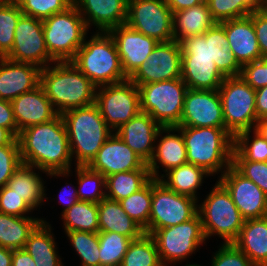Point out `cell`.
Returning <instances> with one entry per match:
<instances>
[{
    "instance_id": "cell-1",
    "label": "cell",
    "mask_w": 267,
    "mask_h": 266,
    "mask_svg": "<svg viewBox=\"0 0 267 266\" xmlns=\"http://www.w3.org/2000/svg\"><path fill=\"white\" fill-rule=\"evenodd\" d=\"M17 139L22 164L48 173L68 172L74 166L62 115L47 123L25 128Z\"/></svg>"
},
{
    "instance_id": "cell-2",
    "label": "cell",
    "mask_w": 267,
    "mask_h": 266,
    "mask_svg": "<svg viewBox=\"0 0 267 266\" xmlns=\"http://www.w3.org/2000/svg\"><path fill=\"white\" fill-rule=\"evenodd\" d=\"M40 86L59 115L95 103L97 87L72 61L54 62L41 69Z\"/></svg>"
},
{
    "instance_id": "cell-3",
    "label": "cell",
    "mask_w": 267,
    "mask_h": 266,
    "mask_svg": "<svg viewBox=\"0 0 267 266\" xmlns=\"http://www.w3.org/2000/svg\"><path fill=\"white\" fill-rule=\"evenodd\" d=\"M177 128L181 131L184 139L187 163L201 167L211 176L217 175L218 178L232 165L234 136L227 129L216 127Z\"/></svg>"
},
{
    "instance_id": "cell-4",
    "label": "cell",
    "mask_w": 267,
    "mask_h": 266,
    "mask_svg": "<svg viewBox=\"0 0 267 266\" xmlns=\"http://www.w3.org/2000/svg\"><path fill=\"white\" fill-rule=\"evenodd\" d=\"M68 133L74 166H88L113 134L96 103L62 114Z\"/></svg>"
},
{
    "instance_id": "cell-5",
    "label": "cell",
    "mask_w": 267,
    "mask_h": 266,
    "mask_svg": "<svg viewBox=\"0 0 267 266\" xmlns=\"http://www.w3.org/2000/svg\"><path fill=\"white\" fill-rule=\"evenodd\" d=\"M87 35L78 49L74 65L96 86L127 80L116 43L109 32L95 31Z\"/></svg>"
},
{
    "instance_id": "cell-6",
    "label": "cell",
    "mask_w": 267,
    "mask_h": 266,
    "mask_svg": "<svg viewBox=\"0 0 267 266\" xmlns=\"http://www.w3.org/2000/svg\"><path fill=\"white\" fill-rule=\"evenodd\" d=\"M212 186L201 203L198 202V214L206 240L217 236L223 240V244L233 243L238 238L245 219L234 204L230 193L217 179Z\"/></svg>"
},
{
    "instance_id": "cell-7",
    "label": "cell",
    "mask_w": 267,
    "mask_h": 266,
    "mask_svg": "<svg viewBox=\"0 0 267 266\" xmlns=\"http://www.w3.org/2000/svg\"><path fill=\"white\" fill-rule=\"evenodd\" d=\"M88 33L89 29L74 4L43 20L45 44L55 62L72 61Z\"/></svg>"
},
{
    "instance_id": "cell-8",
    "label": "cell",
    "mask_w": 267,
    "mask_h": 266,
    "mask_svg": "<svg viewBox=\"0 0 267 266\" xmlns=\"http://www.w3.org/2000/svg\"><path fill=\"white\" fill-rule=\"evenodd\" d=\"M137 87L141 112L148 113L161 127L179 126L188 90L181 78Z\"/></svg>"
},
{
    "instance_id": "cell-9",
    "label": "cell",
    "mask_w": 267,
    "mask_h": 266,
    "mask_svg": "<svg viewBox=\"0 0 267 266\" xmlns=\"http://www.w3.org/2000/svg\"><path fill=\"white\" fill-rule=\"evenodd\" d=\"M153 237L164 266L182 264L207 244L200 215L181 224L155 230ZM197 251V252H196ZM191 256V257H190ZM181 262V263H180Z\"/></svg>"
},
{
    "instance_id": "cell-10",
    "label": "cell",
    "mask_w": 267,
    "mask_h": 266,
    "mask_svg": "<svg viewBox=\"0 0 267 266\" xmlns=\"http://www.w3.org/2000/svg\"><path fill=\"white\" fill-rule=\"evenodd\" d=\"M225 128L235 136L256 128V92L241 77H225L218 88Z\"/></svg>"
},
{
    "instance_id": "cell-11",
    "label": "cell",
    "mask_w": 267,
    "mask_h": 266,
    "mask_svg": "<svg viewBox=\"0 0 267 266\" xmlns=\"http://www.w3.org/2000/svg\"><path fill=\"white\" fill-rule=\"evenodd\" d=\"M182 59H212L224 77L241 75L242 66L231 51L224 27L216 23L203 35L187 37L180 42Z\"/></svg>"
},
{
    "instance_id": "cell-12",
    "label": "cell",
    "mask_w": 267,
    "mask_h": 266,
    "mask_svg": "<svg viewBox=\"0 0 267 266\" xmlns=\"http://www.w3.org/2000/svg\"><path fill=\"white\" fill-rule=\"evenodd\" d=\"M95 103L113 132L141 112L138 87L129 79L97 87Z\"/></svg>"
},
{
    "instance_id": "cell-13",
    "label": "cell",
    "mask_w": 267,
    "mask_h": 266,
    "mask_svg": "<svg viewBox=\"0 0 267 266\" xmlns=\"http://www.w3.org/2000/svg\"><path fill=\"white\" fill-rule=\"evenodd\" d=\"M198 200L168 189L161 181L152 178V202L149 217V234L155 230L181 224L198 213Z\"/></svg>"
},
{
    "instance_id": "cell-14",
    "label": "cell",
    "mask_w": 267,
    "mask_h": 266,
    "mask_svg": "<svg viewBox=\"0 0 267 266\" xmlns=\"http://www.w3.org/2000/svg\"><path fill=\"white\" fill-rule=\"evenodd\" d=\"M125 24L158 42L174 40L173 12L165 0H128Z\"/></svg>"
},
{
    "instance_id": "cell-15",
    "label": "cell",
    "mask_w": 267,
    "mask_h": 266,
    "mask_svg": "<svg viewBox=\"0 0 267 266\" xmlns=\"http://www.w3.org/2000/svg\"><path fill=\"white\" fill-rule=\"evenodd\" d=\"M43 69L55 61L50 57L43 34V21L22 14L17 22L12 50L5 56Z\"/></svg>"
},
{
    "instance_id": "cell-16",
    "label": "cell",
    "mask_w": 267,
    "mask_h": 266,
    "mask_svg": "<svg viewBox=\"0 0 267 266\" xmlns=\"http://www.w3.org/2000/svg\"><path fill=\"white\" fill-rule=\"evenodd\" d=\"M182 48L176 40L159 42L128 78L136 86L181 78Z\"/></svg>"
},
{
    "instance_id": "cell-17",
    "label": "cell",
    "mask_w": 267,
    "mask_h": 266,
    "mask_svg": "<svg viewBox=\"0 0 267 266\" xmlns=\"http://www.w3.org/2000/svg\"><path fill=\"white\" fill-rule=\"evenodd\" d=\"M225 128L218 90L188 88L179 126Z\"/></svg>"
},
{
    "instance_id": "cell-18",
    "label": "cell",
    "mask_w": 267,
    "mask_h": 266,
    "mask_svg": "<svg viewBox=\"0 0 267 266\" xmlns=\"http://www.w3.org/2000/svg\"><path fill=\"white\" fill-rule=\"evenodd\" d=\"M217 179L230 193L234 204L245 220L267 216V196L264 191L242 175L233 165Z\"/></svg>"
},
{
    "instance_id": "cell-19",
    "label": "cell",
    "mask_w": 267,
    "mask_h": 266,
    "mask_svg": "<svg viewBox=\"0 0 267 266\" xmlns=\"http://www.w3.org/2000/svg\"><path fill=\"white\" fill-rule=\"evenodd\" d=\"M108 32L116 43L122 68L127 78L148 59L159 43L156 39L137 32L126 24L113 27Z\"/></svg>"
},
{
    "instance_id": "cell-20",
    "label": "cell",
    "mask_w": 267,
    "mask_h": 266,
    "mask_svg": "<svg viewBox=\"0 0 267 266\" xmlns=\"http://www.w3.org/2000/svg\"><path fill=\"white\" fill-rule=\"evenodd\" d=\"M186 163L187 150L181 131L177 127H162L156 137L153 157L147 164L151 177L159 180L170 169Z\"/></svg>"
},
{
    "instance_id": "cell-21",
    "label": "cell",
    "mask_w": 267,
    "mask_h": 266,
    "mask_svg": "<svg viewBox=\"0 0 267 266\" xmlns=\"http://www.w3.org/2000/svg\"><path fill=\"white\" fill-rule=\"evenodd\" d=\"M145 162L115 133L105 141L88 167L105 177L140 169Z\"/></svg>"
},
{
    "instance_id": "cell-22",
    "label": "cell",
    "mask_w": 267,
    "mask_h": 266,
    "mask_svg": "<svg viewBox=\"0 0 267 266\" xmlns=\"http://www.w3.org/2000/svg\"><path fill=\"white\" fill-rule=\"evenodd\" d=\"M88 29L108 32L127 20L128 0H73ZM93 26V27H92Z\"/></svg>"
},
{
    "instance_id": "cell-23",
    "label": "cell",
    "mask_w": 267,
    "mask_h": 266,
    "mask_svg": "<svg viewBox=\"0 0 267 266\" xmlns=\"http://www.w3.org/2000/svg\"><path fill=\"white\" fill-rule=\"evenodd\" d=\"M162 127L148 114L140 112L115 133L146 164L152 159L156 137Z\"/></svg>"
},
{
    "instance_id": "cell-24",
    "label": "cell",
    "mask_w": 267,
    "mask_h": 266,
    "mask_svg": "<svg viewBox=\"0 0 267 266\" xmlns=\"http://www.w3.org/2000/svg\"><path fill=\"white\" fill-rule=\"evenodd\" d=\"M41 68L0 57V99L12 101L40 85Z\"/></svg>"
},
{
    "instance_id": "cell-25",
    "label": "cell",
    "mask_w": 267,
    "mask_h": 266,
    "mask_svg": "<svg viewBox=\"0 0 267 266\" xmlns=\"http://www.w3.org/2000/svg\"><path fill=\"white\" fill-rule=\"evenodd\" d=\"M11 103L18 135L27 127L47 123L59 115L40 85L16 97Z\"/></svg>"
},
{
    "instance_id": "cell-26",
    "label": "cell",
    "mask_w": 267,
    "mask_h": 266,
    "mask_svg": "<svg viewBox=\"0 0 267 266\" xmlns=\"http://www.w3.org/2000/svg\"><path fill=\"white\" fill-rule=\"evenodd\" d=\"M220 24L224 27L229 47L241 66L262 58L253 21L249 16Z\"/></svg>"
},
{
    "instance_id": "cell-27",
    "label": "cell",
    "mask_w": 267,
    "mask_h": 266,
    "mask_svg": "<svg viewBox=\"0 0 267 266\" xmlns=\"http://www.w3.org/2000/svg\"><path fill=\"white\" fill-rule=\"evenodd\" d=\"M42 174L47 176L48 172L21 164L7 183V186L22 197L35 211L40 210L50 198L47 197V186H45L47 181L42 177Z\"/></svg>"
},
{
    "instance_id": "cell-28",
    "label": "cell",
    "mask_w": 267,
    "mask_h": 266,
    "mask_svg": "<svg viewBox=\"0 0 267 266\" xmlns=\"http://www.w3.org/2000/svg\"><path fill=\"white\" fill-rule=\"evenodd\" d=\"M34 229L26 241L24 249L30 254L36 266H65L62 256L59 255L58 243L52 224L45 218ZM53 228V229H52Z\"/></svg>"
},
{
    "instance_id": "cell-29",
    "label": "cell",
    "mask_w": 267,
    "mask_h": 266,
    "mask_svg": "<svg viewBox=\"0 0 267 266\" xmlns=\"http://www.w3.org/2000/svg\"><path fill=\"white\" fill-rule=\"evenodd\" d=\"M233 244L256 266H267V216L245 220Z\"/></svg>"
},
{
    "instance_id": "cell-30",
    "label": "cell",
    "mask_w": 267,
    "mask_h": 266,
    "mask_svg": "<svg viewBox=\"0 0 267 266\" xmlns=\"http://www.w3.org/2000/svg\"><path fill=\"white\" fill-rule=\"evenodd\" d=\"M99 232H116L132 240L145 231L123 210L119 201L104 198L98 203Z\"/></svg>"
},
{
    "instance_id": "cell-31",
    "label": "cell",
    "mask_w": 267,
    "mask_h": 266,
    "mask_svg": "<svg viewBox=\"0 0 267 266\" xmlns=\"http://www.w3.org/2000/svg\"><path fill=\"white\" fill-rule=\"evenodd\" d=\"M216 23L206 0L191 8L173 12L174 40L180 43L187 37L203 35Z\"/></svg>"
},
{
    "instance_id": "cell-32",
    "label": "cell",
    "mask_w": 267,
    "mask_h": 266,
    "mask_svg": "<svg viewBox=\"0 0 267 266\" xmlns=\"http://www.w3.org/2000/svg\"><path fill=\"white\" fill-rule=\"evenodd\" d=\"M224 78L212 59H182L181 79L190 89L218 90Z\"/></svg>"
},
{
    "instance_id": "cell-33",
    "label": "cell",
    "mask_w": 267,
    "mask_h": 266,
    "mask_svg": "<svg viewBox=\"0 0 267 266\" xmlns=\"http://www.w3.org/2000/svg\"><path fill=\"white\" fill-rule=\"evenodd\" d=\"M212 177L203 168L186 163L170 169L160 179L168 189L182 195L190 196L200 201L198 190H201L204 180Z\"/></svg>"
},
{
    "instance_id": "cell-34",
    "label": "cell",
    "mask_w": 267,
    "mask_h": 266,
    "mask_svg": "<svg viewBox=\"0 0 267 266\" xmlns=\"http://www.w3.org/2000/svg\"><path fill=\"white\" fill-rule=\"evenodd\" d=\"M42 222L41 217H18L0 212V246L12 250L24 249L34 229Z\"/></svg>"
},
{
    "instance_id": "cell-35",
    "label": "cell",
    "mask_w": 267,
    "mask_h": 266,
    "mask_svg": "<svg viewBox=\"0 0 267 266\" xmlns=\"http://www.w3.org/2000/svg\"><path fill=\"white\" fill-rule=\"evenodd\" d=\"M73 170H75L73 172ZM75 174L77 195L80 201L99 203L106 198L105 176L91 170L88 166H74L68 172H49L47 178L72 177Z\"/></svg>"
},
{
    "instance_id": "cell-36",
    "label": "cell",
    "mask_w": 267,
    "mask_h": 266,
    "mask_svg": "<svg viewBox=\"0 0 267 266\" xmlns=\"http://www.w3.org/2000/svg\"><path fill=\"white\" fill-rule=\"evenodd\" d=\"M152 179L145 163L140 169L105 177L106 198L120 201L139 191Z\"/></svg>"
},
{
    "instance_id": "cell-37",
    "label": "cell",
    "mask_w": 267,
    "mask_h": 266,
    "mask_svg": "<svg viewBox=\"0 0 267 266\" xmlns=\"http://www.w3.org/2000/svg\"><path fill=\"white\" fill-rule=\"evenodd\" d=\"M60 216L64 231L99 232L97 203L78 200Z\"/></svg>"
},
{
    "instance_id": "cell-38",
    "label": "cell",
    "mask_w": 267,
    "mask_h": 266,
    "mask_svg": "<svg viewBox=\"0 0 267 266\" xmlns=\"http://www.w3.org/2000/svg\"><path fill=\"white\" fill-rule=\"evenodd\" d=\"M232 161L267 162V138L255 128L234 136Z\"/></svg>"
},
{
    "instance_id": "cell-39",
    "label": "cell",
    "mask_w": 267,
    "mask_h": 266,
    "mask_svg": "<svg viewBox=\"0 0 267 266\" xmlns=\"http://www.w3.org/2000/svg\"><path fill=\"white\" fill-rule=\"evenodd\" d=\"M120 266H164L160 260L156 243L150 234L130 242Z\"/></svg>"
},
{
    "instance_id": "cell-40",
    "label": "cell",
    "mask_w": 267,
    "mask_h": 266,
    "mask_svg": "<svg viewBox=\"0 0 267 266\" xmlns=\"http://www.w3.org/2000/svg\"><path fill=\"white\" fill-rule=\"evenodd\" d=\"M126 214L149 234L152 202V179L139 191L119 201Z\"/></svg>"
},
{
    "instance_id": "cell-41",
    "label": "cell",
    "mask_w": 267,
    "mask_h": 266,
    "mask_svg": "<svg viewBox=\"0 0 267 266\" xmlns=\"http://www.w3.org/2000/svg\"><path fill=\"white\" fill-rule=\"evenodd\" d=\"M100 266H120L131 238L116 232H98Z\"/></svg>"
},
{
    "instance_id": "cell-42",
    "label": "cell",
    "mask_w": 267,
    "mask_h": 266,
    "mask_svg": "<svg viewBox=\"0 0 267 266\" xmlns=\"http://www.w3.org/2000/svg\"><path fill=\"white\" fill-rule=\"evenodd\" d=\"M69 244L80 259V266H100L98 233L64 231Z\"/></svg>"
},
{
    "instance_id": "cell-43",
    "label": "cell",
    "mask_w": 267,
    "mask_h": 266,
    "mask_svg": "<svg viewBox=\"0 0 267 266\" xmlns=\"http://www.w3.org/2000/svg\"><path fill=\"white\" fill-rule=\"evenodd\" d=\"M22 14L17 3L0 2V57L12 50L15 28Z\"/></svg>"
},
{
    "instance_id": "cell-44",
    "label": "cell",
    "mask_w": 267,
    "mask_h": 266,
    "mask_svg": "<svg viewBox=\"0 0 267 266\" xmlns=\"http://www.w3.org/2000/svg\"><path fill=\"white\" fill-rule=\"evenodd\" d=\"M213 19L223 22L249 16L255 8L250 0H206Z\"/></svg>"
},
{
    "instance_id": "cell-45",
    "label": "cell",
    "mask_w": 267,
    "mask_h": 266,
    "mask_svg": "<svg viewBox=\"0 0 267 266\" xmlns=\"http://www.w3.org/2000/svg\"><path fill=\"white\" fill-rule=\"evenodd\" d=\"M17 4L24 15L43 21L65 11L73 4V0H19Z\"/></svg>"
},
{
    "instance_id": "cell-46",
    "label": "cell",
    "mask_w": 267,
    "mask_h": 266,
    "mask_svg": "<svg viewBox=\"0 0 267 266\" xmlns=\"http://www.w3.org/2000/svg\"><path fill=\"white\" fill-rule=\"evenodd\" d=\"M212 253L210 266H256L248 256L233 243H220L218 250Z\"/></svg>"
},
{
    "instance_id": "cell-47",
    "label": "cell",
    "mask_w": 267,
    "mask_h": 266,
    "mask_svg": "<svg viewBox=\"0 0 267 266\" xmlns=\"http://www.w3.org/2000/svg\"><path fill=\"white\" fill-rule=\"evenodd\" d=\"M21 164L17 138L9 145L0 146V189L7 185L8 180Z\"/></svg>"
},
{
    "instance_id": "cell-48",
    "label": "cell",
    "mask_w": 267,
    "mask_h": 266,
    "mask_svg": "<svg viewBox=\"0 0 267 266\" xmlns=\"http://www.w3.org/2000/svg\"><path fill=\"white\" fill-rule=\"evenodd\" d=\"M35 210L5 185L0 189V212L18 217L31 216ZM31 214V215H30Z\"/></svg>"
},
{
    "instance_id": "cell-49",
    "label": "cell",
    "mask_w": 267,
    "mask_h": 266,
    "mask_svg": "<svg viewBox=\"0 0 267 266\" xmlns=\"http://www.w3.org/2000/svg\"><path fill=\"white\" fill-rule=\"evenodd\" d=\"M232 165L267 196V162L232 161Z\"/></svg>"
},
{
    "instance_id": "cell-50",
    "label": "cell",
    "mask_w": 267,
    "mask_h": 266,
    "mask_svg": "<svg viewBox=\"0 0 267 266\" xmlns=\"http://www.w3.org/2000/svg\"><path fill=\"white\" fill-rule=\"evenodd\" d=\"M240 76L254 90L267 86V58L244 64Z\"/></svg>"
},
{
    "instance_id": "cell-51",
    "label": "cell",
    "mask_w": 267,
    "mask_h": 266,
    "mask_svg": "<svg viewBox=\"0 0 267 266\" xmlns=\"http://www.w3.org/2000/svg\"><path fill=\"white\" fill-rule=\"evenodd\" d=\"M249 17L253 21L261 55L267 58V14L258 8L255 9Z\"/></svg>"
},
{
    "instance_id": "cell-52",
    "label": "cell",
    "mask_w": 267,
    "mask_h": 266,
    "mask_svg": "<svg viewBox=\"0 0 267 266\" xmlns=\"http://www.w3.org/2000/svg\"><path fill=\"white\" fill-rule=\"evenodd\" d=\"M0 127L10 130L16 137H18V129L14 118L13 107L9 100L0 99Z\"/></svg>"
},
{
    "instance_id": "cell-53",
    "label": "cell",
    "mask_w": 267,
    "mask_h": 266,
    "mask_svg": "<svg viewBox=\"0 0 267 266\" xmlns=\"http://www.w3.org/2000/svg\"><path fill=\"white\" fill-rule=\"evenodd\" d=\"M65 184L67 186L65 185L63 186V188H61L58 194L59 198L56 200L57 202H59V204L61 203L63 205V209L60 214L65 212L67 209H69L72 205H74L79 200L78 195H77V186H74V184L68 181ZM69 186L70 188L68 189Z\"/></svg>"
},
{
    "instance_id": "cell-54",
    "label": "cell",
    "mask_w": 267,
    "mask_h": 266,
    "mask_svg": "<svg viewBox=\"0 0 267 266\" xmlns=\"http://www.w3.org/2000/svg\"><path fill=\"white\" fill-rule=\"evenodd\" d=\"M257 118L267 117V86L255 90Z\"/></svg>"
},
{
    "instance_id": "cell-55",
    "label": "cell",
    "mask_w": 267,
    "mask_h": 266,
    "mask_svg": "<svg viewBox=\"0 0 267 266\" xmlns=\"http://www.w3.org/2000/svg\"><path fill=\"white\" fill-rule=\"evenodd\" d=\"M12 266H36V263L25 249H18L13 250Z\"/></svg>"
},
{
    "instance_id": "cell-56",
    "label": "cell",
    "mask_w": 267,
    "mask_h": 266,
    "mask_svg": "<svg viewBox=\"0 0 267 266\" xmlns=\"http://www.w3.org/2000/svg\"><path fill=\"white\" fill-rule=\"evenodd\" d=\"M172 12H177L186 8L199 5L205 0H165Z\"/></svg>"
},
{
    "instance_id": "cell-57",
    "label": "cell",
    "mask_w": 267,
    "mask_h": 266,
    "mask_svg": "<svg viewBox=\"0 0 267 266\" xmlns=\"http://www.w3.org/2000/svg\"><path fill=\"white\" fill-rule=\"evenodd\" d=\"M13 250L0 246V266H12Z\"/></svg>"
},
{
    "instance_id": "cell-58",
    "label": "cell",
    "mask_w": 267,
    "mask_h": 266,
    "mask_svg": "<svg viewBox=\"0 0 267 266\" xmlns=\"http://www.w3.org/2000/svg\"><path fill=\"white\" fill-rule=\"evenodd\" d=\"M17 137L8 129L0 127V146L11 144Z\"/></svg>"
},
{
    "instance_id": "cell-59",
    "label": "cell",
    "mask_w": 267,
    "mask_h": 266,
    "mask_svg": "<svg viewBox=\"0 0 267 266\" xmlns=\"http://www.w3.org/2000/svg\"><path fill=\"white\" fill-rule=\"evenodd\" d=\"M255 129L267 138V117L259 119Z\"/></svg>"
},
{
    "instance_id": "cell-60",
    "label": "cell",
    "mask_w": 267,
    "mask_h": 266,
    "mask_svg": "<svg viewBox=\"0 0 267 266\" xmlns=\"http://www.w3.org/2000/svg\"><path fill=\"white\" fill-rule=\"evenodd\" d=\"M265 3H267V0H250V4L255 8H261Z\"/></svg>"
},
{
    "instance_id": "cell-61",
    "label": "cell",
    "mask_w": 267,
    "mask_h": 266,
    "mask_svg": "<svg viewBox=\"0 0 267 266\" xmlns=\"http://www.w3.org/2000/svg\"><path fill=\"white\" fill-rule=\"evenodd\" d=\"M19 0H0V2H5V3H17Z\"/></svg>"
},
{
    "instance_id": "cell-62",
    "label": "cell",
    "mask_w": 267,
    "mask_h": 266,
    "mask_svg": "<svg viewBox=\"0 0 267 266\" xmlns=\"http://www.w3.org/2000/svg\"><path fill=\"white\" fill-rule=\"evenodd\" d=\"M184 266H203V265H200L198 263H193V262L188 264V261H187V264H185Z\"/></svg>"
},
{
    "instance_id": "cell-63",
    "label": "cell",
    "mask_w": 267,
    "mask_h": 266,
    "mask_svg": "<svg viewBox=\"0 0 267 266\" xmlns=\"http://www.w3.org/2000/svg\"><path fill=\"white\" fill-rule=\"evenodd\" d=\"M260 9L267 14V3H265Z\"/></svg>"
}]
</instances>
